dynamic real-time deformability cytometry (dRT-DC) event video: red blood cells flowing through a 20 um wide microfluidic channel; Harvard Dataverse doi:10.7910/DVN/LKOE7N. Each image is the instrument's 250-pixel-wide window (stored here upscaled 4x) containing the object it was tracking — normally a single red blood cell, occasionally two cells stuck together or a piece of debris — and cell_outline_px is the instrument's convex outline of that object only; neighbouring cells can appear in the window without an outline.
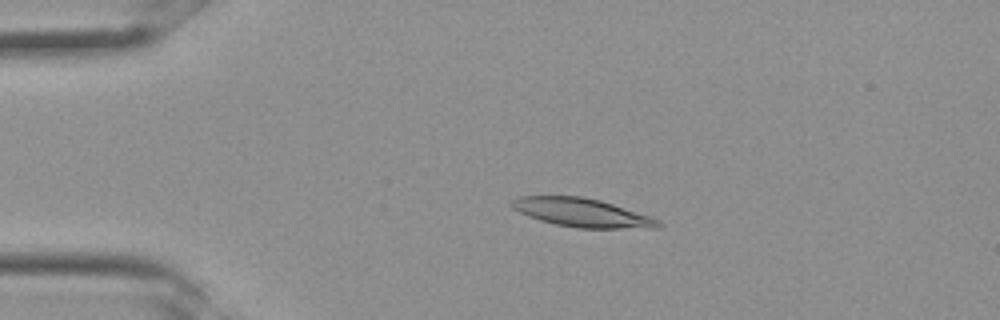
{"species": "Egyptian fruit bat (a non-hibernating species)", "species_latin": "Rousettus aegyptiacus", "temperature_condition": "room temperature", "stored_images_in_passage": 28, "camera_frame_rate_fps": 3000, "um_per_image_px": 0.085, "frame": {"image": 1, "passage_image": 2, "time_ms": 0.333, "image_size_px": [1000, 320], "cell_outline_px": [[664, 224], [660, 228], [576, 228], [556, 224], [540, 220], [528, 216], [512, 208], [508, 204], [512, 200], [520, 196], [580, 196], [600, 200], [648, 216]], "centroid_in_image_um": [49.42, 18.08], "position_along_channel_um": 35.6, "area_um2": 24.16}}
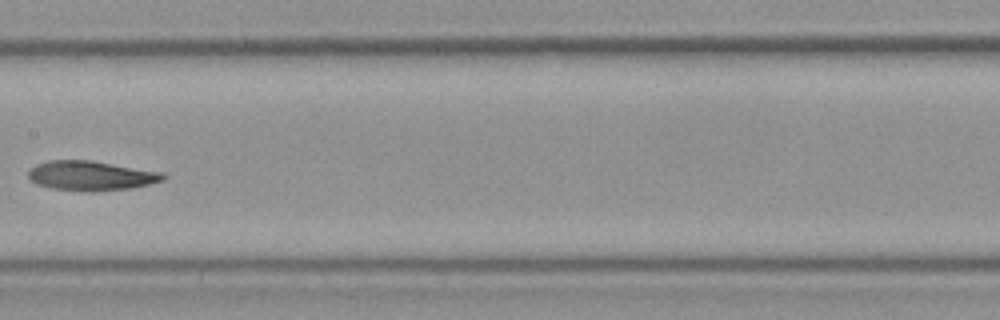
{"frame": {"image": 2, "passage_image": 12, "time_ms": 3.667, "image_size_px": [1000, 320], "cell_outline_px": [[168, 176], [164, 180], [132, 188], [92, 192], [52, 188], [36, 184], [28, 176], [28, 172], [36, 164], [48, 160], [92, 160], [164, 172]], "centroid_in_image_um": [7.78, 14.93], "position_along_channel_um": 199.6, "area_um2": 23.41}}
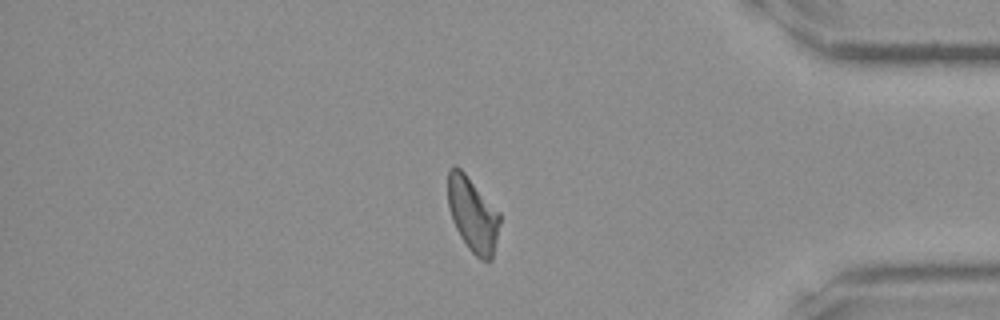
{"frame": {"image": 3, "passage_image": 23, "time_ms": 7.333, "image_size_px": [1000, 320], "cell_outline_px": [[500, 220], [492, 260], [480, 260], [468, 248], [460, 236], [452, 220], [448, 208], [448, 168], [460, 168], [464, 172], [500, 212]], "centroid_in_image_um": [40.18, 18.24], "position_along_channel_um": 395.0, "area_um2": 22.37}}